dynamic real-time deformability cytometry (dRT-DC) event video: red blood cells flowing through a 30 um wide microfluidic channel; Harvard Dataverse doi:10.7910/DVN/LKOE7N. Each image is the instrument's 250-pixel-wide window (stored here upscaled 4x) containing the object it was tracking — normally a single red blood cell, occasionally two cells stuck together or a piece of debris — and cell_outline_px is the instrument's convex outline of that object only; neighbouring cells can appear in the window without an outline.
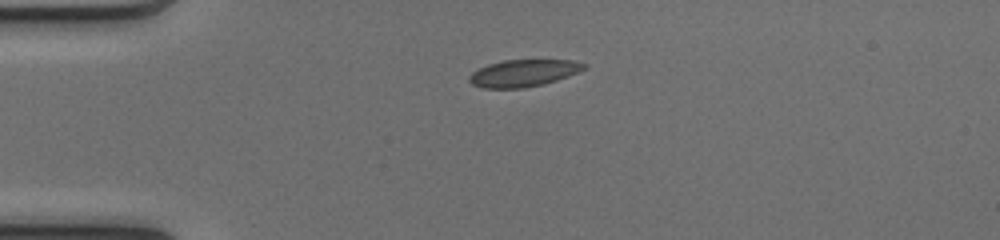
{"species": "common noctule bat (a hibernating species)", "species_latin": "Nyctalus noctula", "temperature_condition": "cold", "stored_images_in_passage": 39, "camera_frame_rate_fps": 3000, "um_per_image_px": 0.085, "animal": {"sex": "female", "body_mass_g": 17.0, "forearm_length_mm": 48.0}, "frame": {"image": 1, "passage_image": 1, "time_ms": 0.0, "image_size_px": [1000, 240], "cell_outline_px": [[588, 68], [568, 76], [544, 84], [524, 88], [484, 88], [472, 84], [468, 80], [468, 76], [472, 72], [488, 64], [504, 60], [572, 60], [588, 64]], "centroid_in_image_um": [44.51, 6.21], "position_along_channel_um": 40.5, "area_um2": 18.15}}
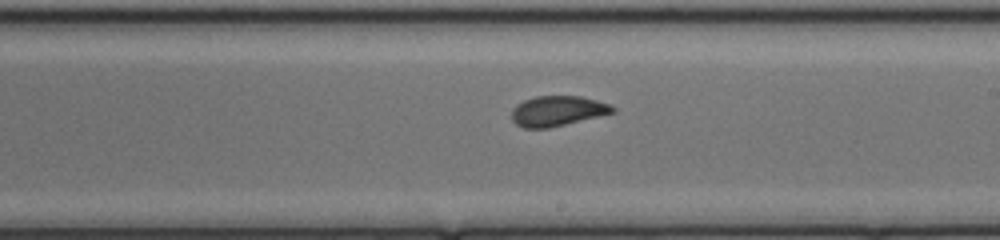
{"frame": {"image": 2, "passage_image": 18, "time_ms": 5.667, "image_size_px": [1000, 240], "cell_outline_px": [[616, 112], [548, 128], [524, 128], [516, 124], [512, 120], [512, 108], [516, 104], [524, 100], [536, 96], [580, 96], [596, 100], [608, 104], [616, 108]], "centroid_in_image_um": [47.37, 9.43], "position_along_channel_um": 241.6, "area_um2": 17.69}}
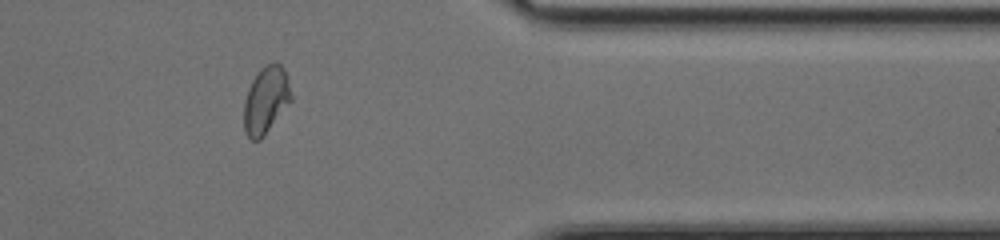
{"frame": {"image": 3, "passage_image": 30, "time_ms": 9.667, "image_size_px": [1000, 240], "cell_outline_px": [[292, 100], [264, 136], [260, 140], [252, 140], [244, 132], [244, 100], [248, 88], [252, 80], [260, 68], [264, 64], [272, 60], [276, 60], [284, 68], [288, 80], [292, 96]], "centroid_in_image_um": [22.6, 8.47], "position_along_channel_um": 388.8, "area_um2": 18.79}, "authors_computed_cell_mechanics": {"area_um2": 18.1492, "velocity_mm_per_s": 4.1138, "shape_relaxation_time_tau1_ms": null, "shape_relaxation_time_tau2_ms": 0.641, "deformation_change_tau1": null, "deformation_change_tau2": 0.0604}}